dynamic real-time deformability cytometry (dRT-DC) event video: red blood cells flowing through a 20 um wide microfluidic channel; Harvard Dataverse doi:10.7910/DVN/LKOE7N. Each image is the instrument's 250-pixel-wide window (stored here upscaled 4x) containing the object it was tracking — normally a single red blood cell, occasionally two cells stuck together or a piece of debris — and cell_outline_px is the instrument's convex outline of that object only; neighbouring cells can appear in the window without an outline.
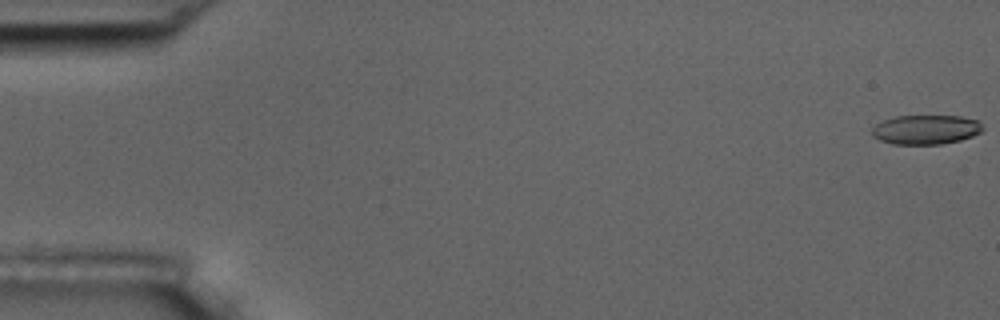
{"species": "common noctule bat (a hibernating species)", "species_latin": "Nyctalus noctula", "temperature_condition": "room temperature", "stored_images_in_passage": 18, "camera_frame_rate_fps": 3000, "um_per_image_px": 0.085, "animal": {"sex": "male", "body_mass_g": 17.5, "forearm_length_mm": 52.3}, "frame": {"image": 1, "passage_image": 1, "time_ms": 0.0, "image_size_px": [1000, 320], "cell_outline_px": [[984, 128], [980, 132], [972, 136], [960, 140], [940, 144], [892, 144], [880, 140], [872, 136], [872, 128], [876, 124], [884, 120], [896, 116], [960, 116], [980, 120]], "centroid_in_image_um": [78.71, 11.01], "position_along_channel_um": 6.3, "area_um2": 19.02}}
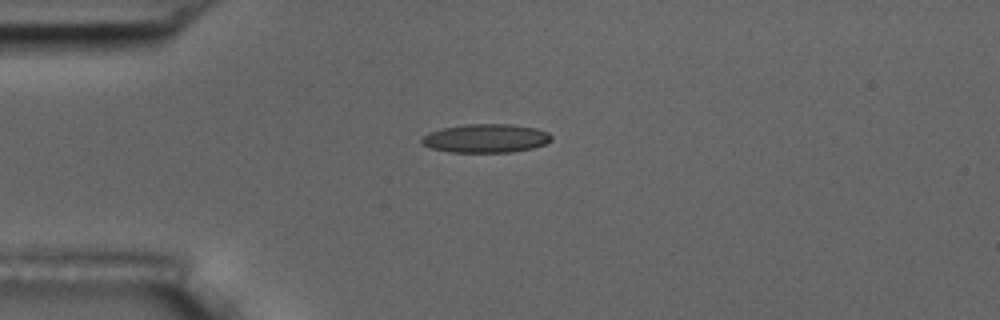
{"frame": {"image": 2, "passage_image": 15, "time_ms": 4.667, "image_size_px": [1000, 320], "cell_outline_px": [[552, 140], [544, 144], [532, 148], [512, 152], [448, 152], [432, 148], [420, 144], [420, 140], [428, 132], [444, 128], [464, 124], [512, 124], [536, 128], [548, 132], [552, 136]], "centroid_in_image_um": [41.29, 11.75], "position_along_channel_um": 43.7, "area_um2": 21.73}}